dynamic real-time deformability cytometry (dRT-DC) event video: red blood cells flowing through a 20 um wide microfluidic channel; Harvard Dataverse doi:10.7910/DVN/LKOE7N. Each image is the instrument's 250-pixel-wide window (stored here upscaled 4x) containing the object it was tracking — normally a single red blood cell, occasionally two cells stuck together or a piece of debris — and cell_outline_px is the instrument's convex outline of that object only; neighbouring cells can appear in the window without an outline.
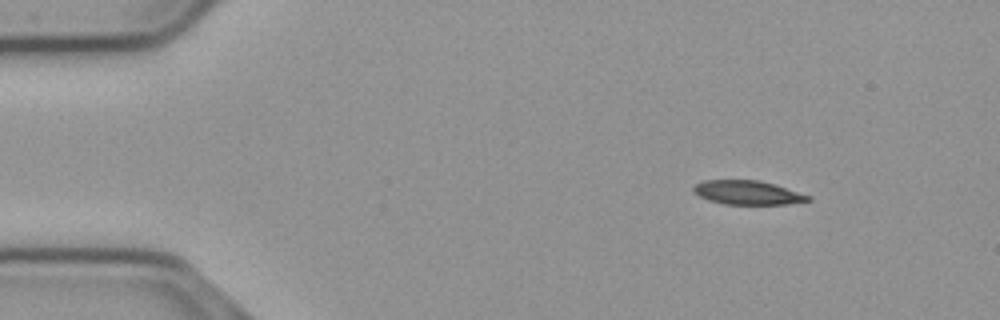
{"species": "common noctule bat (a hibernating species)", "species_latin": "Nyctalus noctula", "temperature_condition": "cold", "stored_images_in_passage": 50, "camera_frame_rate_fps": 3000, "um_per_image_px": 0.085, "animal": {"sex": "male", "body_mass_g": 23.1, "forearm_length_mm": 52.7}, "frame": {"image": 1, "passage_image": 1, "time_ms": 0.0, "image_size_px": [1000, 320], "cell_outline_px": [[812, 200], [788, 204], [724, 204], [708, 200], [692, 192], [692, 188], [696, 184], [704, 180], [760, 180], [812, 196]], "centroid_in_image_um": [63.54, 16.37], "position_along_channel_um": 21.5, "area_um2": 16.01}}
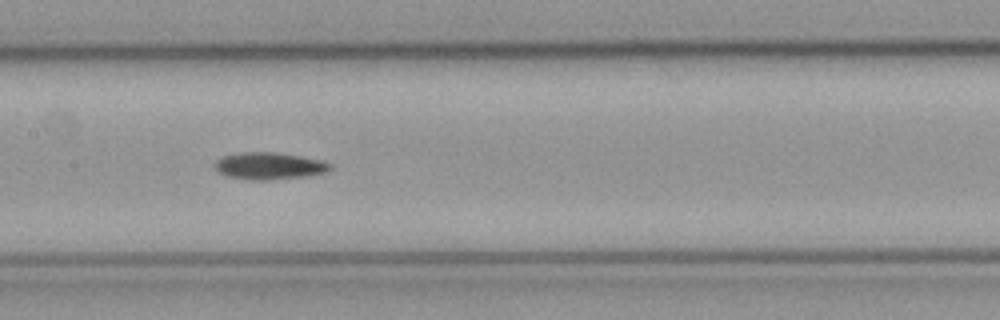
{"frame": {"image": 2, "passage_image": 21, "time_ms": 6.667, "image_size_px": [1000, 320], "cell_outline_px": [[332, 168], [324, 172], [304, 176], [264, 180], [248, 180], [228, 176], [220, 172], [216, 168], [216, 160], [224, 156], [244, 152], [276, 152], [324, 160], [332, 164]], "centroid_in_image_um": [22.92, 14.09], "position_along_channel_um": 184.5, "area_um2": 17.92}}
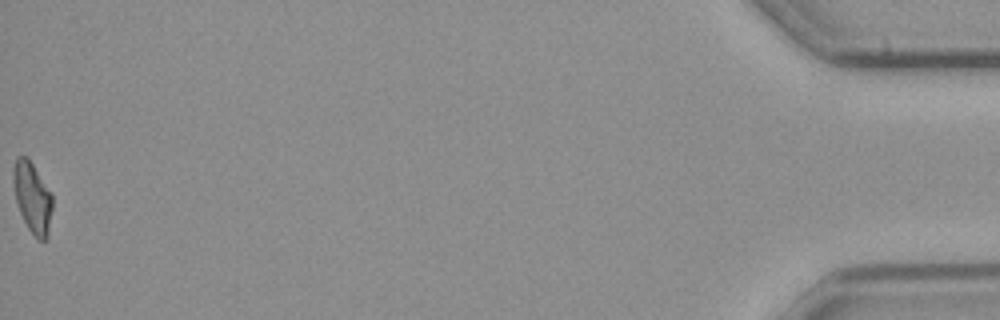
{"frame": {"image": 3, "passage_image": 50, "time_ms": 16.333, "image_size_px": [1000, 320], "cell_outline_px": [[52, 208], [48, 236], [44, 240], [40, 240], [28, 228], [20, 212], [16, 200], [12, 180], [12, 168], [16, 156], [24, 156], [32, 164], [52, 192]], "centroid_in_image_um": [2.75, 16.76], "position_along_channel_um": 432.5, "area_um2": 16.01}}